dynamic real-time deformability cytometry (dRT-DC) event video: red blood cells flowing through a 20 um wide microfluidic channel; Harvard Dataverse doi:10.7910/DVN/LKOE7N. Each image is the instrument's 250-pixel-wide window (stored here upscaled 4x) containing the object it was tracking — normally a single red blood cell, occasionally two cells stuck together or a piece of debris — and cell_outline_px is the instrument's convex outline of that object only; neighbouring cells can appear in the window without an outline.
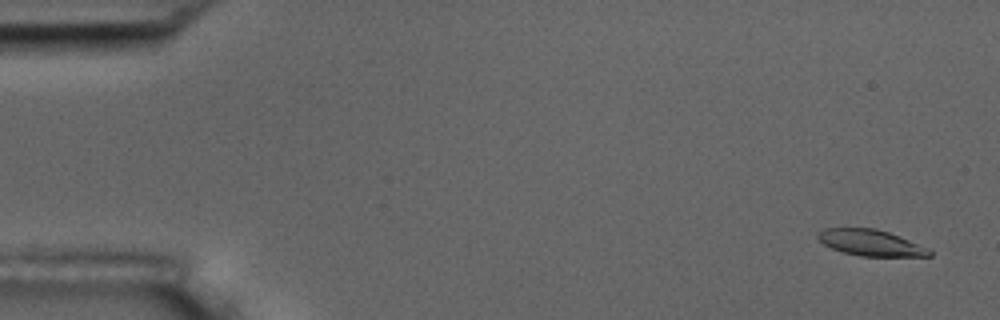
{"species": "common noctule bat (a hibernating species)", "species_latin": "Nyctalus noctula", "temperature_condition": "room temperature", "stored_images_in_passage": 56, "camera_frame_rate_fps": 3000, "um_per_image_px": 0.085, "animal": {"sex": "male", "body_mass_g": 17.5, "forearm_length_mm": 52.3}, "frame": {"image": 1, "passage_image": 3, "time_ms": 0.667, "image_size_px": [1000, 320], "cell_outline_px": [[932, 256], [860, 256], [844, 252], [832, 248], [824, 244], [816, 236], [824, 228], [876, 228], [900, 236], [928, 248], [932, 252]], "centroid_in_image_um": [74.02, 20.63], "position_along_channel_um": 11.0, "area_um2": 16.82}}
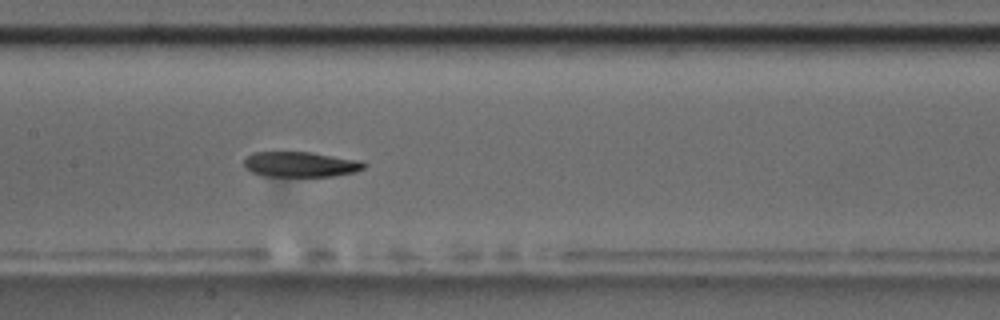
{"frame": {"image": 2, "passage_image": 28, "time_ms": 9.0, "image_size_px": [1000, 320], "cell_outline_px": [[364, 168], [356, 172], [332, 176], [264, 176], [252, 172], [244, 168], [244, 160], [252, 152], [312, 152], [360, 160], [364, 164]], "centroid_in_image_um": [25.52, 13.97], "position_along_channel_um": 181.9, "area_um2": 17.69}}
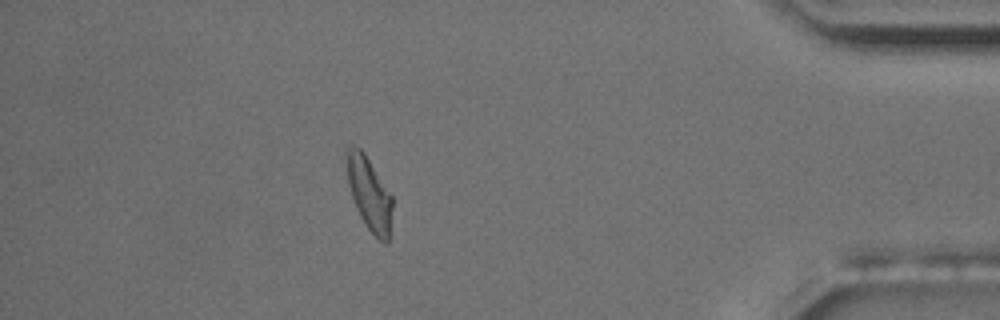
{"frame": {"image": 3, "passage_image": 50, "time_ms": 16.333, "image_size_px": [1000, 320], "cell_outline_px": [[392, 208], [388, 244], [384, 244], [368, 228], [360, 216], [356, 208], [348, 184], [344, 160], [344, 148], [348, 144], [352, 144], [360, 148], [364, 152], [392, 196]], "centroid_in_image_um": [31.33, 16.37], "position_along_channel_um": 403.9, "area_um2": 19.77}, "authors_computed_cell_mechanics": {"area_um2": 18.7272, "velocity_mm_per_s": 3.6243, "shape_relaxation_time_tau1_ms": 8.2972, "shape_relaxation_time_tau2_ms": 4.2065, "deformation_change_tau1": 0.2227, "deformation_change_tau2": 0.1191}}